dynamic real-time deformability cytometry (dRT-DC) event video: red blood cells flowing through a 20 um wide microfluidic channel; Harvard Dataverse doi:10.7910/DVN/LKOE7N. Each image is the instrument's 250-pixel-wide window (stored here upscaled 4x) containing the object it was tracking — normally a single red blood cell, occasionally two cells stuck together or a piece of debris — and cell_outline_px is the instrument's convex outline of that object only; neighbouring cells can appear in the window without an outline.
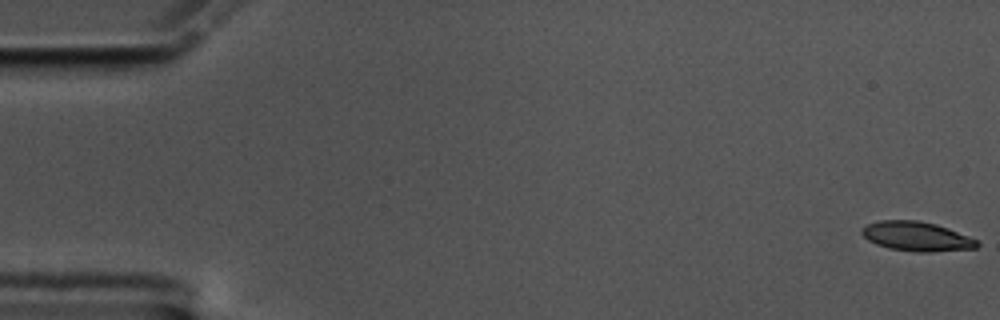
{"species": "common noctule bat (a hibernating species)", "species_latin": "Nyctalus noctula", "temperature_condition": "cold", "stored_images_in_passage": 57, "camera_frame_rate_fps": 3000, "um_per_image_px": 0.085, "animal": {"sex": "male", "body_mass_g": 17.5, "forearm_length_mm": 52.3}, "frame": {"image": 1, "passage_image": 1, "time_ms": 0.0, "image_size_px": [1000, 320], "cell_outline_px": [[980, 244], [976, 248], [932, 252], [916, 252], [888, 248], [876, 244], [868, 240], [860, 232], [860, 228], [868, 224], [880, 220], [920, 220], [936, 224], [948, 228], [968, 236], [976, 240]], "centroid_in_image_um": [77.89, 20.09], "position_along_channel_um": 7.1, "area_um2": 19.83}}
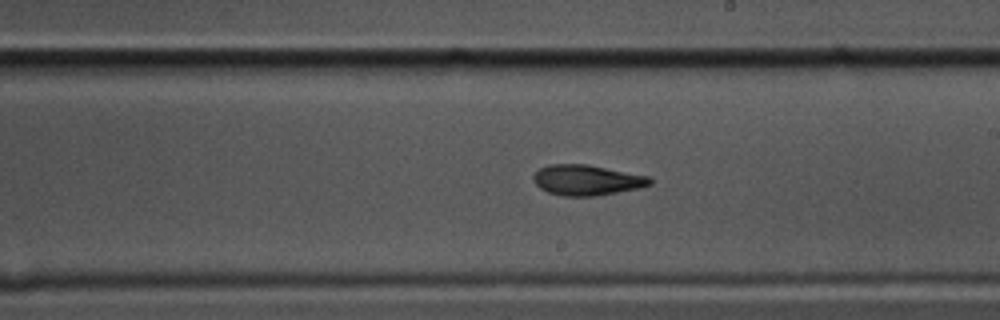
{"frame": {"image": 2, "passage_image": 33, "time_ms": 10.667, "image_size_px": [1000, 320], "cell_outline_px": [[652, 184], [640, 188], [596, 196], [564, 196], [548, 192], [540, 188], [532, 180], [532, 176], [540, 168], [548, 164], [588, 164], [648, 176], [652, 180]], "centroid_in_image_um": [49.87, 15.3], "position_along_channel_um": 239.1, "area_um2": 20.75}}
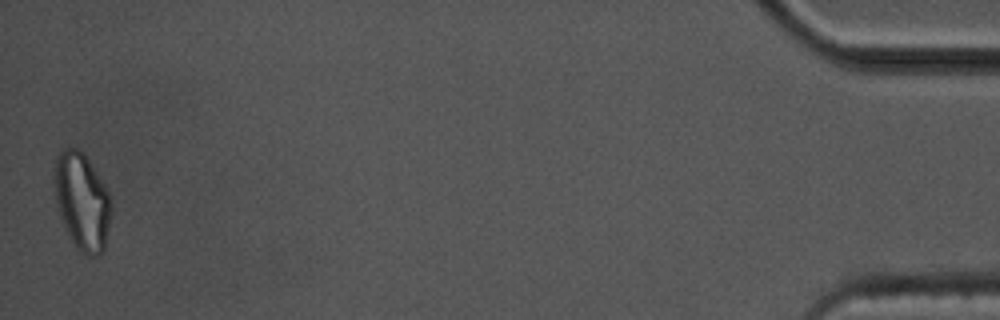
{"frame": {"image": 3, "passage_image": 57, "time_ms": 18.667, "image_size_px": [1000, 320], "cell_outline_px": [[112, 212], [104, 248], [100, 256], [88, 256], [80, 252], [76, 248], [60, 220], [56, 208], [56, 156], [64, 148], [76, 148], [88, 160], [96, 172], [108, 192], [112, 204]], "centroid_in_image_um": [6.99, 17.19], "position_along_channel_um": 428.2, "area_um2": 31.85}, "authors_computed_cell_mechanics": {"area_um2": 20.6924, "velocity_mm_per_s": 3.5305, "shape_relaxation_time_tau1_ms": 4.8227, "shape_relaxation_time_tau2_ms": 3.6673, "deformation_change_tau1": 0.1716, "deformation_change_tau2": 0.1146}}